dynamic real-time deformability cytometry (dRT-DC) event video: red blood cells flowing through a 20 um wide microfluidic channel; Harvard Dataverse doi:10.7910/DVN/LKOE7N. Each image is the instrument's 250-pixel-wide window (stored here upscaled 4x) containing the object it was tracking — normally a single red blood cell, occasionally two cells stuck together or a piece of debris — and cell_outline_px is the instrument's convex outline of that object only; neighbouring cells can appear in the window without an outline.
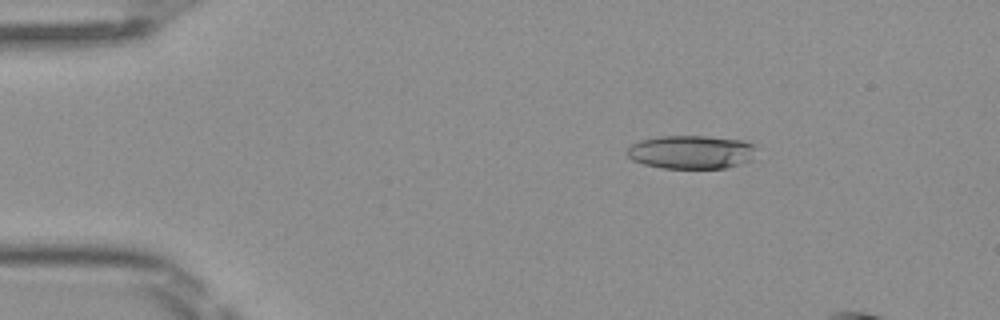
{"species": "Egyptian fruit bat (a non-hibernating species)", "species_latin": "Rousettus aegyptiacus", "temperature_condition": "room temperature", "stored_images_in_passage": 5, "camera_frame_rate_fps": 3000, "um_per_image_px": 0.085, "frame": {"image": 1, "passage_image": 2, "time_ms": 0.333, "image_size_px": [1000, 320], "cell_outline_px": [[756, 148], [752, 160], [740, 164], [724, 168], [660, 168], [644, 164], [632, 160], [624, 152], [632, 144], [640, 140], [660, 136], [708, 136], [744, 140], [752, 144]], "centroid_in_image_um": [58.74, 12.92], "position_along_channel_um": 26.3, "area_um2": 25.43}}